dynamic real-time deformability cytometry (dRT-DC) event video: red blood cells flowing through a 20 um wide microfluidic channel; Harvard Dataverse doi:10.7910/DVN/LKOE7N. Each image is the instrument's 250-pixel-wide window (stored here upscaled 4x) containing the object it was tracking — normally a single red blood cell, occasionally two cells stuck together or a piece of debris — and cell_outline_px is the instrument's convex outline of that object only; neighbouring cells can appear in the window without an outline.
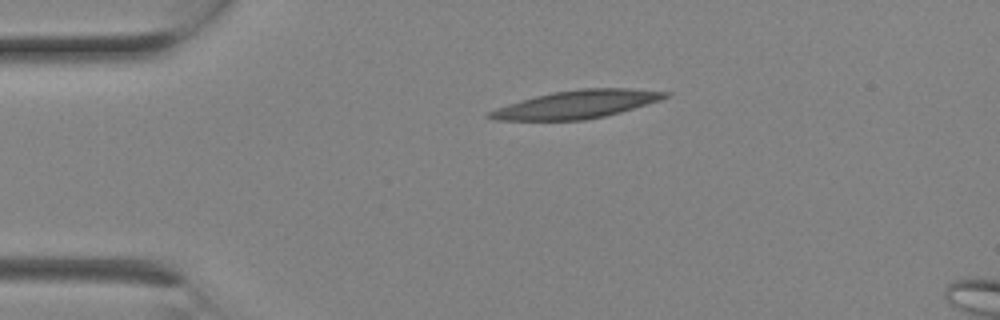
{"species": "Egyptian fruit bat (a non-hibernating species)", "species_latin": "Rousettus aegyptiacus", "temperature_condition": "room temperature", "stored_images_in_passage": 2, "segment_of_instrument_passage": [1, 2], "camera_frame_rate_fps": 3000, "um_per_image_px": 0.085, "animal": {"sex": "female"}, "frame": {"image": 1, "passage_image": 1, "time_ms": 0.0, "image_size_px": [1000, 320], "cell_outline_px": [[672, 92], [668, 96], [660, 100], [620, 112], [604, 116], [584, 120], [492, 120], [484, 116], [484, 112], [520, 100], [552, 92], [580, 88], [628, 88]], "centroid_in_image_um": [48.96, 8.87], "position_along_channel_um": 36.0, "area_um2": 28.73}}